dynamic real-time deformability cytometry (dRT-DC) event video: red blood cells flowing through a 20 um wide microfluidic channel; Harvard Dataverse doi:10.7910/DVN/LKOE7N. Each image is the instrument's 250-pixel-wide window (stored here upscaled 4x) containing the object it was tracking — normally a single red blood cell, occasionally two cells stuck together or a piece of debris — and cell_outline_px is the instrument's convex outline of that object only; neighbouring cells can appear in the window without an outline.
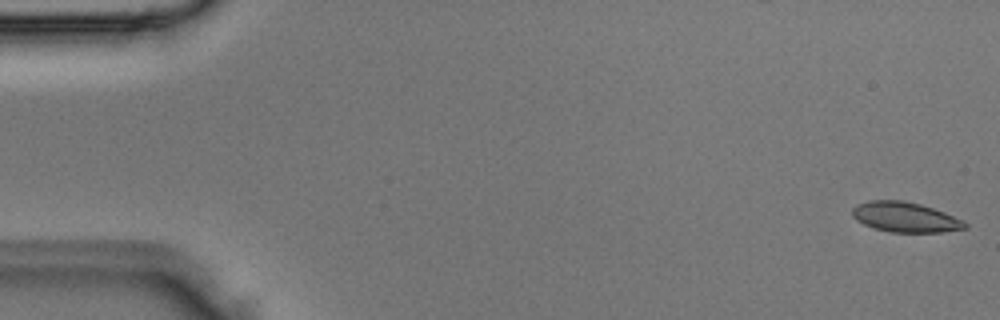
{"species": "Egyptian fruit bat (a non-hibernating species)", "species_latin": "Rousettus aegyptiacus", "temperature_condition": "room temperature", "stored_images_in_passage": 4, "camera_frame_rate_fps": 3000, "um_per_image_px": 0.085, "animal": {"sex": "male"}, "frame": {"image": 1, "passage_image": 1, "time_ms": 0.0, "image_size_px": [1000, 320], "cell_outline_px": [[968, 228], [940, 232], [892, 232], [872, 228], [856, 220], [852, 216], [852, 208], [856, 204], [868, 200], [900, 200], [920, 204], [944, 212], [964, 220], [968, 224]], "centroid_in_image_um": [76.92, 18.45], "position_along_channel_um": 8.1, "area_um2": 19.83}}